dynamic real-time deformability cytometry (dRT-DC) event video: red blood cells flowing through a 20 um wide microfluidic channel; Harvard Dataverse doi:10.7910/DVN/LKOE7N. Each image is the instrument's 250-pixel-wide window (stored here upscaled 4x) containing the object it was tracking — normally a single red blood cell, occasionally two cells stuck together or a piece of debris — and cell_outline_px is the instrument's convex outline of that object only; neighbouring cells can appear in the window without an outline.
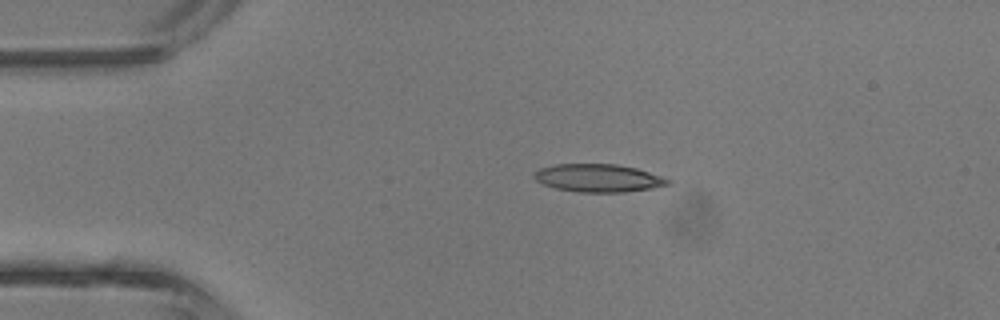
{"species": "common noctule bat (a hibernating species)", "species_latin": "Nyctalus noctula", "temperature_condition": "room temperature", "stored_images_in_passage": 2, "camera_frame_rate_fps": 3000, "um_per_image_px": 0.085, "animal": {"sex": "male", "body_mass_g": 13.3}, "frame": {"image": 1, "passage_image": 2, "time_ms": 1.0, "image_size_px": [1000, 320], "cell_outline_px": [[672, 184], [652, 188], [624, 192], [580, 192], [556, 188], [544, 184], [536, 180], [532, 176], [532, 172], [540, 168], [556, 164], [616, 164], [636, 168], [672, 180]], "centroid_in_image_um": [50.85, 15.13], "position_along_channel_um": 34.1, "area_um2": 21.73}}